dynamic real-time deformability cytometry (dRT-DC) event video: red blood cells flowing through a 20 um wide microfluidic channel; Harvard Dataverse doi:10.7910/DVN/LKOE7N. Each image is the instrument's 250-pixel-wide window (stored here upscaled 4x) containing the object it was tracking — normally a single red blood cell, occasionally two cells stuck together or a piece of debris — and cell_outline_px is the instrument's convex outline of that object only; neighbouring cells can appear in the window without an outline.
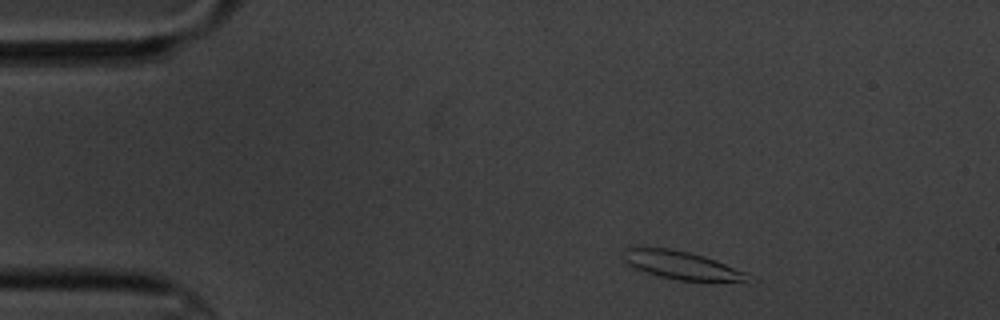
{"species": "common noctule bat (a hibernating species)", "species_latin": "Nyctalus noctula", "temperature_condition": "cold", "stored_images_in_passage": 4, "camera_frame_rate_fps": 3000, "um_per_image_px": 0.085, "animal": {"sex": "male", "body_mass_g": 20.1, "forearm_length_mm": 53.5}, "frame": {"image": 1, "passage_image": 1, "time_ms": 0.0, "image_size_px": [1000, 320], "cell_outline_px": [[760, 280], [748, 284], [744, 284], [680, 280], [660, 276], [636, 268], [628, 264], [624, 260], [624, 248], [672, 248], [704, 256], [716, 260], [748, 272]], "centroid_in_image_um": [58.25, 22.62], "position_along_channel_um": 26.8, "area_um2": 21.27}}
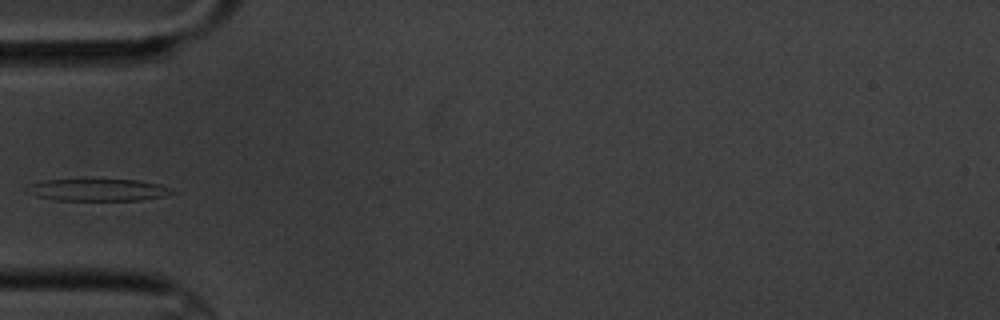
{"frame": {"image": 2, "passage_image": 4, "time_ms": 3.333, "image_size_px": [1000, 320], "cell_outline_px": [[176, 192], [168, 196], [140, 200], [56, 200], [36, 196], [32, 184], [44, 180], [136, 180], [160, 184], [172, 188]], "centroid_in_image_um": [8.53, 16.15], "position_along_channel_um": 76.5, "area_um2": 18.15}}